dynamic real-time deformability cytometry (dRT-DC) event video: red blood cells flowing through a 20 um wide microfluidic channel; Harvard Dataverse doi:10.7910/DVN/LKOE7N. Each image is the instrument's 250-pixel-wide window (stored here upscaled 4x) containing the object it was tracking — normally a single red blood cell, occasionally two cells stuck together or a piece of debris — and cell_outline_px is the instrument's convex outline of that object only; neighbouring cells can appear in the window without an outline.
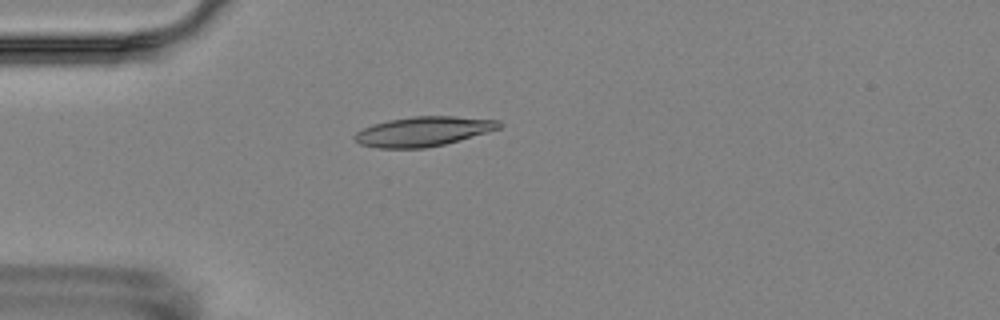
{"species": "Egyptian fruit bat (a non-hibernating species)", "species_latin": "Rousettus aegyptiacus", "temperature_condition": "room temperature", "stored_images_in_passage": 2, "camera_frame_rate_fps": 3000, "um_per_image_px": 0.085, "animal": {"sex": "female"}, "frame": {"image": 1, "passage_image": 2, "time_ms": 1.0, "image_size_px": [1000, 320], "cell_outline_px": [[504, 124], [500, 128], [460, 140], [444, 144], [424, 148], [376, 148], [360, 144], [352, 136], [356, 132], [372, 124], [388, 120], [412, 116], [456, 116], [500, 120]], "centroid_in_image_um": [35.98, 11.16], "position_along_channel_um": 49.0, "area_um2": 25.03}}